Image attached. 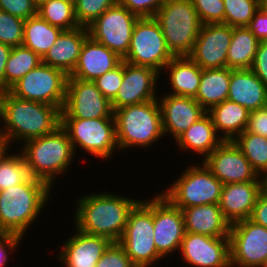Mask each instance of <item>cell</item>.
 I'll list each match as a JSON object with an SVG mask.
<instances>
[{"mask_svg":"<svg viewBox=\"0 0 267 267\" xmlns=\"http://www.w3.org/2000/svg\"><path fill=\"white\" fill-rule=\"evenodd\" d=\"M141 200L130 211L118 244L136 267H153L164 258L157 252L153 234V198Z\"/></svg>","mask_w":267,"mask_h":267,"instance_id":"cell-7","label":"cell"},{"mask_svg":"<svg viewBox=\"0 0 267 267\" xmlns=\"http://www.w3.org/2000/svg\"><path fill=\"white\" fill-rule=\"evenodd\" d=\"M185 231L209 237H229L231 224L219 204H204L181 209Z\"/></svg>","mask_w":267,"mask_h":267,"instance_id":"cell-26","label":"cell"},{"mask_svg":"<svg viewBox=\"0 0 267 267\" xmlns=\"http://www.w3.org/2000/svg\"><path fill=\"white\" fill-rule=\"evenodd\" d=\"M23 237L16 234L0 233V267H5L9 262L11 252L19 250Z\"/></svg>","mask_w":267,"mask_h":267,"instance_id":"cell-46","label":"cell"},{"mask_svg":"<svg viewBox=\"0 0 267 267\" xmlns=\"http://www.w3.org/2000/svg\"><path fill=\"white\" fill-rule=\"evenodd\" d=\"M8 148V146L6 144H4L1 140H0V155Z\"/></svg>","mask_w":267,"mask_h":267,"instance_id":"cell-51","label":"cell"},{"mask_svg":"<svg viewBox=\"0 0 267 267\" xmlns=\"http://www.w3.org/2000/svg\"><path fill=\"white\" fill-rule=\"evenodd\" d=\"M12 47L0 43V91H5V67Z\"/></svg>","mask_w":267,"mask_h":267,"instance_id":"cell-50","label":"cell"},{"mask_svg":"<svg viewBox=\"0 0 267 267\" xmlns=\"http://www.w3.org/2000/svg\"><path fill=\"white\" fill-rule=\"evenodd\" d=\"M33 1H34L35 5L37 7H39L40 5H42L43 3H45V2H47L49 0H33Z\"/></svg>","mask_w":267,"mask_h":267,"instance_id":"cell-52","label":"cell"},{"mask_svg":"<svg viewBox=\"0 0 267 267\" xmlns=\"http://www.w3.org/2000/svg\"><path fill=\"white\" fill-rule=\"evenodd\" d=\"M139 18L116 3L87 27L89 36L123 59L128 52L133 29Z\"/></svg>","mask_w":267,"mask_h":267,"instance_id":"cell-12","label":"cell"},{"mask_svg":"<svg viewBox=\"0 0 267 267\" xmlns=\"http://www.w3.org/2000/svg\"><path fill=\"white\" fill-rule=\"evenodd\" d=\"M260 41L247 27H233L232 39L227 52V67L250 69Z\"/></svg>","mask_w":267,"mask_h":267,"instance_id":"cell-32","label":"cell"},{"mask_svg":"<svg viewBox=\"0 0 267 267\" xmlns=\"http://www.w3.org/2000/svg\"><path fill=\"white\" fill-rule=\"evenodd\" d=\"M63 31L36 14L25 20L22 45L43 58Z\"/></svg>","mask_w":267,"mask_h":267,"instance_id":"cell-31","label":"cell"},{"mask_svg":"<svg viewBox=\"0 0 267 267\" xmlns=\"http://www.w3.org/2000/svg\"><path fill=\"white\" fill-rule=\"evenodd\" d=\"M232 33L233 27L226 24H203L189 57L201 69L227 67Z\"/></svg>","mask_w":267,"mask_h":267,"instance_id":"cell-19","label":"cell"},{"mask_svg":"<svg viewBox=\"0 0 267 267\" xmlns=\"http://www.w3.org/2000/svg\"><path fill=\"white\" fill-rule=\"evenodd\" d=\"M0 140L9 148L53 133L61 126V110L52 105L23 100L0 92ZM12 142V144H11Z\"/></svg>","mask_w":267,"mask_h":267,"instance_id":"cell-1","label":"cell"},{"mask_svg":"<svg viewBox=\"0 0 267 267\" xmlns=\"http://www.w3.org/2000/svg\"><path fill=\"white\" fill-rule=\"evenodd\" d=\"M117 3L140 18L154 17L164 4L162 0H117Z\"/></svg>","mask_w":267,"mask_h":267,"instance_id":"cell-44","label":"cell"},{"mask_svg":"<svg viewBox=\"0 0 267 267\" xmlns=\"http://www.w3.org/2000/svg\"><path fill=\"white\" fill-rule=\"evenodd\" d=\"M67 79L68 75L62 70L41 63L8 91L19 99L56 106L62 110Z\"/></svg>","mask_w":267,"mask_h":267,"instance_id":"cell-11","label":"cell"},{"mask_svg":"<svg viewBox=\"0 0 267 267\" xmlns=\"http://www.w3.org/2000/svg\"><path fill=\"white\" fill-rule=\"evenodd\" d=\"M202 24H224L223 0H191Z\"/></svg>","mask_w":267,"mask_h":267,"instance_id":"cell-40","label":"cell"},{"mask_svg":"<svg viewBox=\"0 0 267 267\" xmlns=\"http://www.w3.org/2000/svg\"><path fill=\"white\" fill-rule=\"evenodd\" d=\"M96 267H136L127 256L124 249L113 242L104 252Z\"/></svg>","mask_w":267,"mask_h":267,"instance_id":"cell-42","label":"cell"},{"mask_svg":"<svg viewBox=\"0 0 267 267\" xmlns=\"http://www.w3.org/2000/svg\"><path fill=\"white\" fill-rule=\"evenodd\" d=\"M262 267H267V262L265 264H263Z\"/></svg>","mask_w":267,"mask_h":267,"instance_id":"cell-57","label":"cell"},{"mask_svg":"<svg viewBox=\"0 0 267 267\" xmlns=\"http://www.w3.org/2000/svg\"><path fill=\"white\" fill-rule=\"evenodd\" d=\"M234 143L240 148L260 177L267 178V138L246 130L238 135Z\"/></svg>","mask_w":267,"mask_h":267,"instance_id":"cell-34","label":"cell"},{"mask_svg":"<svg viewBox=\"0 0 267 267\" xmlns=\"http://www.w3.org/2000/svg\"><path fill=\"white\" fill-rule=\"evenodd\" d=\"M171 85L167 94L195 98L202 76L201 69L189 56L173 57L164 68Z\"/></svg>","mask_w":267,"mask_h":267,"instance_id":"cell-28","label":"cell"},{"mask_svg":"<svg viewBox=\"0 0 267 267\" xmlns=\"http://www.w3.org/2000/svg\"><path fill=\"white\" fill-rule=\"evenodd\" d=\"M264 188L265 181L223 184L219 207L230 224L250 218Z\"/></svg>","mask_w":267,"mask_h":267,"instance_id":"cell-22","label":"cell"},{"mask_svg":"<svg viewBox=\"0 0 267 267\" xmlns=\"http://www.w3.org/2000/svg\"><path fill=\"white\" fill-rule=\"evenodd\" d=\"M227 99L252 112L267 106V86L251 69H231Z\"/></svg>","mask_w":267,"mask_h":267,"instance_id":"cell-25","label":"cell"},{"mask_svg":"<svg viewBox=\"0 0 267 267\" xmlns=\"http://www.w3.org/2000/svg\"><path fill=\"white\" fill-rule=\"evenodd\" d=\"M114 118L119 151L133 147L147 149L164 138L157 99L116 109Z\"/></svg>","mask_w":267,"mask_h":267,"instance_id":"cell-5","label":"cell"},{"mask_svg":"<svg viewBox=\"0 0 267 267\" xmlns=\"http://www.w3.org/2000/svg\"><path fill=\"white\" fill-rule=\"evenodd\" d=\"M173 142L181 153L189 150L204 160L223 142V139L217 134L212 118L206 112Z\"/></svg>","mask_w":267,"mask_h":267,"instance_id":"cell-27","label":"cell"},{"mask_svg":"<svg viewBox=\"0 0 267 267\" xmlns=\"http://www.w3.org/2000/svg\"><path fill=\"white\" fill-rule=\"evenodd\" d=\"M124 74V61L113 70L98 77L94 82L101 93L111 102L117 95Z\"/></svg>","mask_w":267,"mask_h":267,"instance_id":"cell-41","label":"cell"},{"mask_svg":"<svg viewBox=\"0 0 267 267\" xmlns=\"http://www.w3.org/2000/svg\"><path fill=\"white\" fill-rule=\"evenodd\" d=\"M25 20L0 10V43L10 47L23 44Z\"/></svg>","mask_w":267,"mask_h":267,"instance_id":"cell-38","label":"cell"},{"mask_svg":"<svg viewBox=\"0 0 267 267\" xmlns=\"http://www.w3.org/2000/svg\"><path fill=\"white\" fill-rule=\"evenodd\" d=\"M250 69L267 86V41L259 43Z\"/></svg>","mask_w":267,"mask_h":267,"instance_id":"cell-48","label":"cell"},{"mask_svg":"<svg viewBox=\"0 0 267 267\" xmlns=\"http://www.w3.org/2000/svg\"><path fill=\"white\" fill-rule=\"evenodd\" d=\"M160 73L150 67L137 66L124 61V74L116 97L111 101L113 112L129 105L158 99Z\"/></svg>","mask_w":267,"mask_h":267,"instance_id":"cell-17","label":"cell"},{"mask_svg":"<svg viewBox=\"0 0 267 267\" xmlns=\"http://www.w3.org/2000/svg\"><path fill=\"white\" fill-rule=\"evenodd\" d=\"M173 57L154 17L139 18L133 29L128 52L122 60L133 65L153 68L161 75L162 69L164 70Z\"/></svg>","mask_w":267,"mask_h":267,"instance_id":"cell-10","label":"cell"},{"mask_svg":"<svg viewBox=\"0 0 267 267\" xmlns=\"http://www.w3.org/2000/svg\"><path fill=\"white\" fill-rule=\"evenodd\" d=\"M254 223L267 228V189L260 193L257 198L256 204L253 208L252 214L249 218Z\"/></svg>","mask_w":267,"mask_h":267,"instance_id":"cell-49","label":"cell"},{"mask_svg":"<svg viewBox=\"0 0 267 267\" xmlns=\"http://www.w3.org/2000/svg\"><path fill=\"white\" fill-rule=\"evenodd\" d=\"M246 131L267 138V106L250 112Z\"/></svg>","mask_w":267,"mask_h":267,"instance_id":"cell-47","label":"cell"},{"mask_svg":"<svg viewBox=\"0 0 267 267\" xmlns=\"http://www.w3.org/2000/svg\"><path fill=\"white\" fill-rule=\"evenodd\" d=\"M78 199V200H77ZM74 204V226L79 231L118 242L124 234L130 211L140 199L108 191L84 194Z\"/></svg>","mask_w":267,"mask_h":267,"instance_id":"cell-2","label":"cell"},{"mask_svg":"<svg viewBox=\"0 0 267 267\" xmlns=\"http://www.w3.org/2000/svg\"><path fill=\"white\" fill-rule=\"evenodd\" d=\"M179 251L187 266L230 267L229 237L185 232Z\"/></svg>","mask_w":267,"mask_h":267,"instance_id":"cell-18","label":"cell"},{"mask_svg":"<svg viewBox=\"0 0 267 267\" xmlns=\"http://www.w3.org/2000/svg\"><path fill=\"white\" fill-rule=\"evenodd\" d=\"M263 4L267 7V1H263Z\"/></svg>","mask_w":267,"mask_h":267,"instance_id":"cell-56","label":"cell"},{"mask_svg":"<svg viewBox=\"0 0 267 267\" xmlns=\"http://www.w3.org/2000/svg\"><path fill=\"white\" fill-rule=\"evenodd\" d=\"M174 57L189 56L202 27L191 0L165 2L154 15Z\"/></svg>","mask_w":267,"mask_h":267,"instance_id":"cell-6","label":"cell"},{"mask_svg":"<svg viewBox=\"0 0 267 267\" xmlns=\"http://www.w3.org/2000/svg\"><path fill=\"white\" fill-rule=\"evenodd\" d=\"M247 28L260 41H267V7L262 4L254 13Z\"/></svg>","mask_w":267,"mask_h":267,"instance_id":"cell-45","label":"cell"},{"mask_svg":"<svg viewBox=\"0 0 267 267\" xmlns=\"http://www.w3.org/2000/svg\"><path fill=\"white\" fill-rule=\"evenodd\" d=\"M18 150L25 159L29 175L51 188L57 178L67 174L76 159L68 134L61 126L51 134L28 140Z\"/></svg>","mask_w":267,"mask_h":267,"instance_id":"cell-4","label":"cell"},{"mask_svg":"<svg viewBox=\"0 0 267 267\" xmlns=\"http://www.w3.org/2000/svg\"><path fill=\"white\" fill-rule=\"evenodd\" d=\"M37 8L33 0H0V10L23 20L36 15Z\"/></svg>","mask_w":267,"mask_h":267,"instance_id":"cell-43","label":"cell"},{"mask_svg":"<svg viewBox=\"0 0 267 267\" xmlns=\"http://www.w3.org/2000/svg\"><path fill=\"white\" fill-rule=\"evenodd\" d=\"M52 188L29 176L23 183L0 191V233L24 238L50 201ZM39 215V216H38ZM37 219V220H36Z\"/></svg>","mask_w":267,"mask_h":267,"instance_id":"cell-3","label":"cell"},{"mask_svg":"<svg viewBox=\"0 0 267 267\" xmlns=\"http://www.w3.org/2000/svg\"><path fill=\"white\" fill-rule=\"evenodd\" d=\"M224 24L231 27H247L262 0H223Z\"/></svg>","mask_w":267,"mask_h":267,"instance_id":"cell-37","label":"cell"},{"mask_svg":"<svg viewBox=\"0 0 267 267\" xmlns=\"http://www.w3.org/2000/svg\"><path fill=\"white\" fill-rule=\"evenodd\" d=\"M202 162L223 184L265 181L232 140L223 141Z\"/></svg>","mask_w":267,"mask_h":267,"instance_id":"cell-16","label":"cell"},{"mask_svg":"<svg viewBox=\"0 0 267 267\" xmlns=\"http://www.w3.org/2000/svg\"><path fill=\"white\" fill-rule=\"evenodd\" d=\"M61 127L67 132L75 154L76 149H82L99 160L110 161L119 151L115 118L61 119Z\"/></svg>","mask_w":267,"mask_h":267,"instance_id":"cell-9","label":"cell"},{"mask_svg":"<svg viewBox=\"0 0 267 267\" xmlns=\"http://www.w3.org/2000/svg\"><path fill=\"white\" fill-rule=\"evenodd\" d=\"M230 78L231 69L228 67L203 69L194 99L208 112L212 107L227 100Z\"/></svg>","mask_w":267,"mask_h":267,"instance_id":"cell-30","label":"cell"},{"mask_svg":"<svg viewBox=\"0 0 267 267\" xmlns=\"http://www.w3.org/2000/svg\"><path fill=\"white\" fill-rule=\"evenodd\" d=\"M41 63L42 58L31 49L23 45L12 47L5 67V91Z\"/></svg>","mask_w":267,"mask_h":267,"instance_id":"cell-33","label":"cell"},{"mask_svg":"<svg viewBox=\"0 0 267 267\" xmlns=\"http://www.w3.org/2000/svg\"><path fill=\"white\" fill-rule=\"evenodd\" d=\"M230 267H262L267 262V228L250 219L231 224Z\"/></svg>","mask_w":267,"mask_h":267,"instance_id":"cell-13","label":"cell"},{"mask_svg":"<svg viewBox=\"0 0 267 267\" xmlns=\"http://www.w3.org/2000/svg\"><path fill=\"white\" fill-rule=\"evenodd\" d=\"M163 1V3H165V2H168V1H175V0H162Z\"/></svg>","mask_w":267,"mask_h":267,"instance_id":"cell-54","label":"cell"},{"mask_svg":"<svg viewBox=\"0 0 267 267\" xmlns=\"http://www.w3.org/2000/svg\"><path fill=\"white\" fill-rule=\"evenodd\" d=\"M88 36L87 27L79 26L72 30H64L42 58V63L62 70L70 76L77 64L83 43Z\"/></svg>","mask_w":267,"mask_h":267,"instance_id":"cell-24","label":"cell"},{"mask_svg":"<svg viewBox=\"0 0 267 267\" xmlns=\"http://www.w3.org/2000/svg\"><path fill=\"white\" fill-rule=\"evenodd\" d=\"M9 149L0 155V191L23 183L30 176L20 151L10 154Z\"/></svg>","mask_w":267,"mask_h":267,"instance_id":"cell-36","label":"cell"},{"mask_svg":"<svg viewBox=\"0 0 267 267\" xmlns=\"http://www.w3.org/2000/svg\"><path fill=\"white\" fill-rule=\"evenodd\" d=\"M64 1L69 2V3H71L72 5H75L76 2H77V0H64Z\"/></svg>","mask_w":267,"mask_h":267,"instance_id":"cell-53","label":"cell"},{"mask_svg":"<svg viewBox=\"0 0 267 267\" xmlns=\"http://www.w3.org/2000/svg\"><path fill=\"white\" fill-rule=\"evenodd\" d=\"M117 3V0H77L74 5L78 24L88 27L104 11Z\"/></svg>","mask_w":267,"mask_h":267,"instance_id":"cell-39","label":"cell"},{"mask_svg":"<svg viewBox=\"0 0 267 267\" xmlns=\"http://www.w3.org/2000/svg\"><path fill=\"white\" fill-rule=\"evenodd\" d=\"M114 118L111 102L94 81L68 78L61 119Z\"/></svg>","mask_w":267,"mask_h":267,"instance_id":"cell-14","label":"cell"},{"mask_svg":"<svg viewBox=\"0 0 267 267\" xmlns=\"http://www.w3.org/2000/svg\"><path fill=\"white\" fill-rule=\"evenodd\" d=\"M158 193L153 197V239L157 252L166 259L179 252L186 231L181 209Z\"/></svg>","mask_w":267,"mask_h":267,"instance_id":"cell-15","label":"cell"},{"mask_svg":"<svg viewBox=\"0 0 267 267\" xmlns=\"http://www.w3.org/2000/svg\"><path fill=\"white\" fill-rule=\"evenodd\" d=\"M213 121L217 134L223 141L234 140L246 130L250 112L240 104L228 99L207 112Z\"/></svg>","mask_w":267,"mask_h":267,"instance_id":"cell-29","label":"cell"},{"mask_svg":"<svg viewBox=\"0 0 267 267\" xmlns=\"http://www.w3.org/2000/svg\"><path fill=\"white\" fill-rule=\"evenodd\" d=\"M167 189L160 191L175 207L219 204L223 183L201 163L185 168Z\"/></svg>","mask_w":267,"mask_h":267,"instance_id":"cell-8","label":"cell"},{"mask_svg":"<svg viewBox=\"0 0 267 267\" xmlns=\"http://www.w3.org/2000/svg\"><path fill=\"white\" fill-rule=\"evenodd\" d=\"M157 101L161 111L164 136L170 134L173 140L206 113L192 97L162 94Z\"/></svg>","mask_w":267,"mask_h":267,"instance_id":"cell-20","label":"cell"},{"mask_svg":"<svg viewBox=\"0 0 267 267\" xmlns=\"http://www.w3.org/2000/svg\"><path fill=\"white\" fill-rule=\"evenodd\" d=\"M72 237L64 239L57 259L62 267H96L104 252L113 243L104 236L90 235L75 228Z\"/></svg>","mask_w":267,"mask_h":267,"instance_id":"cell-21","label":"cell"},{"mask_svg":"<svg viewBox=\"0 0 267 267\" xmlns=\"http://www.w3.org/2000/svg\"><path fill=\"white\" fill-rule=\"evenodd\" d=\"M37 14L50 25L63 30H72L80 25L75 16V8L64 0H49L37 8Z\"/></svg>","mask_w":267,"mask_h":267,"instance_id":"cell-35","label":"cell"},{"mask_svg":"<svg viewBox=\"0 0 267 267\" xmlns=\"http://www.w3.org/2000/svg\"><path fill=\"white\" fill-rule=\"evenodd\" d=\"M265 188L267 189V178L265 179Z\"/></svg>","mask_w":267,"mask_h":267,"instance_id":"cell-55","label":"cell"},{"mask_svg":"<svg viewBox=\"0 0 267 267\" xmlns=\"http://www.w3.org/2000/svg\"><path fill=\"white\" fill-rule=\"evenodd\" d=\"M122 62L115 52L88 36L83 43L77 64L68 78L95 81Z\"/></svg>","mask_w":267,"mask_h":267,"instance_id":"cell-23","label":"cell"}]
</instances>
